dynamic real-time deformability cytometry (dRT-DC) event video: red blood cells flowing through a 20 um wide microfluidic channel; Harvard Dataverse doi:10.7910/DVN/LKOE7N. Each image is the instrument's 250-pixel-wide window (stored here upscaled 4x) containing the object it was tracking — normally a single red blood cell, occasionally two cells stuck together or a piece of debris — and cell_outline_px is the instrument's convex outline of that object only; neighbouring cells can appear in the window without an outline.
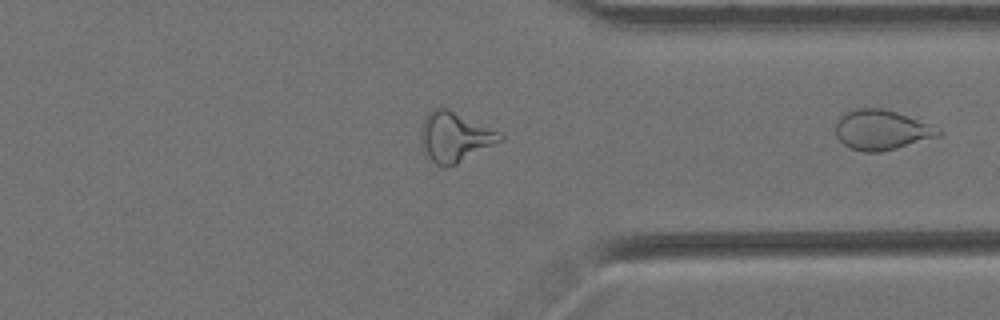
{"species": "Egyptian fruit bat (a non-hibernating species)", "species_latin": "Rousettus aegyptiacus", "temperature_condition": "cold", "stored_images_in_passage": 32, "camera_frame_rate_fps": 3000, "um_per_image_px": 0.085, "animal": {"sex": "female"}, "frame": {"image": 1, "passage_image": 32, "time_ms": 10.333, "image_size_px": [1000, 320], "cell_outline_px": [[944, 132], [940, 136], [896, 148], [880, 152], [860, 152], [848, 148], [836, 136], [836, 124], [840, 116], [844, 112], [852, 108], [880, 108], [896, 112], [940, 128]], "centroid_in_image_um": [74.91, 11.05], "position_along_channel_um": 336.5, "area_um2": 24.04}}